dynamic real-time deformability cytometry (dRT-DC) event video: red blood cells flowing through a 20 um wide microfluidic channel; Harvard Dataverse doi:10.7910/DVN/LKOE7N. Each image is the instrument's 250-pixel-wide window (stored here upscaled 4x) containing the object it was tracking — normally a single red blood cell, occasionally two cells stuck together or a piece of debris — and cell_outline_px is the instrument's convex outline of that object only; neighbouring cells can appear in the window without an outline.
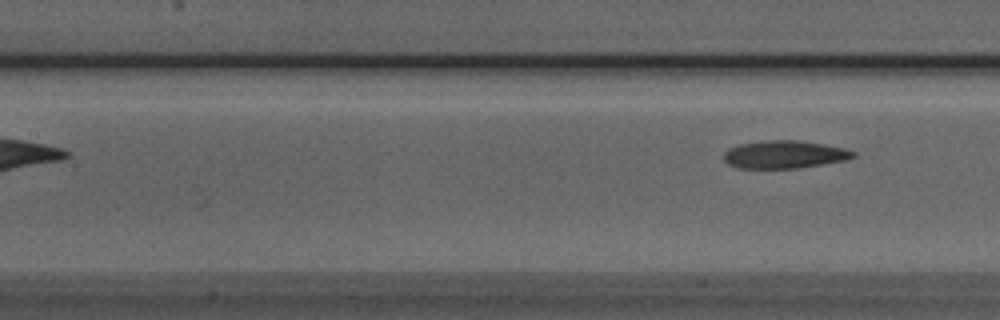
{"species": "Egyptian fruit bat (a non-hibernating species)", "species_latin": "Rousettus aegyptiacus", "temperature_condition": "room temperature", "stored_images_in_passage": 7, "camera_frame_rate_fps": 3000, "um_per_image_px": 0.085, "animal": {"sex": "male"}, "frame": {"image": 1, "passage_image": 7, "time_ms": 8.0, "image_size_px": [1000, 320], "cell_outline_px": [[856, 156], [848, 160], [796, 168], [736, 168], [728, 164], [724, 160], [724, 152], [728, 148], [740, 144], [768, 140], [796, 140], [824, 144], [844, 148], [856, 152]], "centroid_in_image_um": [66.68, 13.13], "position_along_channel_um": 140.7, "area_um2": 20.98}}